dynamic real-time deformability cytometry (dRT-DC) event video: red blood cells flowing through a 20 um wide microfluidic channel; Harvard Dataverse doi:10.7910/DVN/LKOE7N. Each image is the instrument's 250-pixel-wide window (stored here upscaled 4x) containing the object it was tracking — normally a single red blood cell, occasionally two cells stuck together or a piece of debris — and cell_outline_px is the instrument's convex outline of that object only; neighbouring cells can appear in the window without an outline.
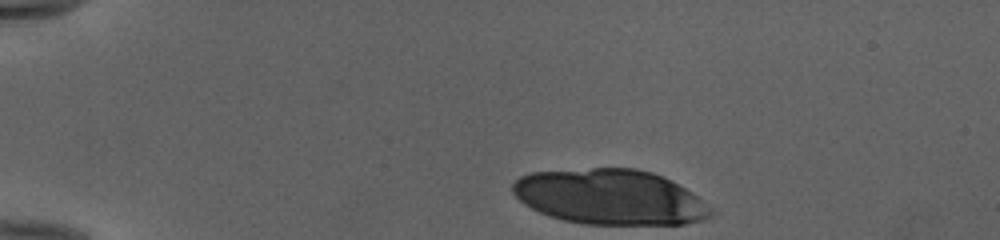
{"species": "human", "species_latin": "Homo sapiens", "temperature_condition": "cold", "stored_images_in_passage": 12, "camera_frame_rate_fps": 3000, "um_per_image_px": 0.085, "donor": {"sex": "female"}, "frame": {"image": 1, "passage_image": 1, "time_ms": 0.0, "image_size_px": [1000, 240], "cell_outline_px": [[716, 212], [712, 216], [704, 220], [684, 224], [584, 224], [564, 220], [548, 216], [524, 204], [512, 192], [512, 184], [520, 176], [532, 172], [592, 168], [636, 168], [652, 172], [664, 176], [684, 188], [696, 196], [712, 208]], "centroid_in_image_um": [51.87, 16.75], "position_along_channel_um": 33.1, "area_um2": 63.87}}